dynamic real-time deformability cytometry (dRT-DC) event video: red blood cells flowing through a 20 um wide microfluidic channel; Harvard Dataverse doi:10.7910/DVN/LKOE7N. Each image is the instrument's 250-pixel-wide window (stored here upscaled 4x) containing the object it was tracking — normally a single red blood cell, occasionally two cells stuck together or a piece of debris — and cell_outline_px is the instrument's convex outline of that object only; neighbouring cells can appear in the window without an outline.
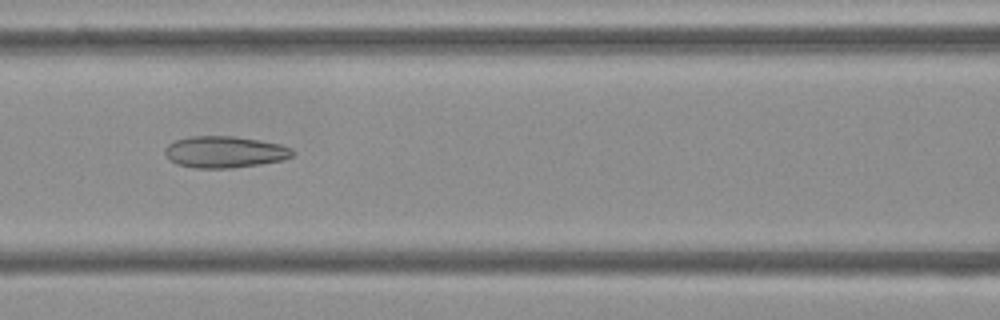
{"species": "Egyptian fruit bat (a non-hibernating species)", "species_latin": "Rousettus aegyptiacus", "temperature_condition": "cold", "stored_images_in_passage": 48, "camera_frame_rate_fps": 3000, "um_per_image_px": 0.085, "frame": {"image": 1, "passage_image": 18, "time_ms": 5.667, "image_size_px": [1000, 320], "cell_outline_px": [[296, 152], [292, 156], [284, 160], [260, 164], [232, 168], [192, 168], [176, 164], [168, 160], [164, 152], [164, 148], [168, 144], [176, 140], [192, 136], [232, 136], [260, 140], [280, 144], [292, 148]], "centroid_in_image_um": [19.09, 12.92], "position_along_channel_um": 147.5, "area_um2": 23.76}}
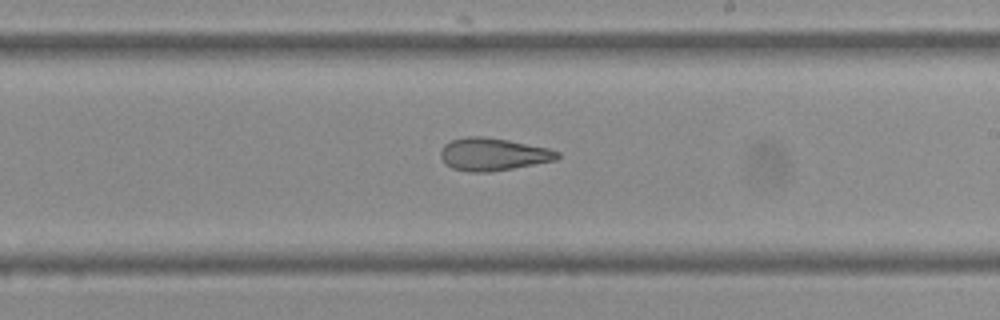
{"frame": {"image": 2, "passage_image": 26, "time_ms": 8.333, "image_size_px": [1000, 320], "cell_outline_px": [[560, 156], [556, 160], [492, 172], [468, 172], [452, 168], [440, 156], [440, 152], [444, 144], [452, 140], [468, 136], [484, 136], [508, 140], [548, 148], [560, 152]], "centroid_in_image_um": [41.92, 13.11], "position_along_channel_um": 247.1, "area_um2": 22.14}}
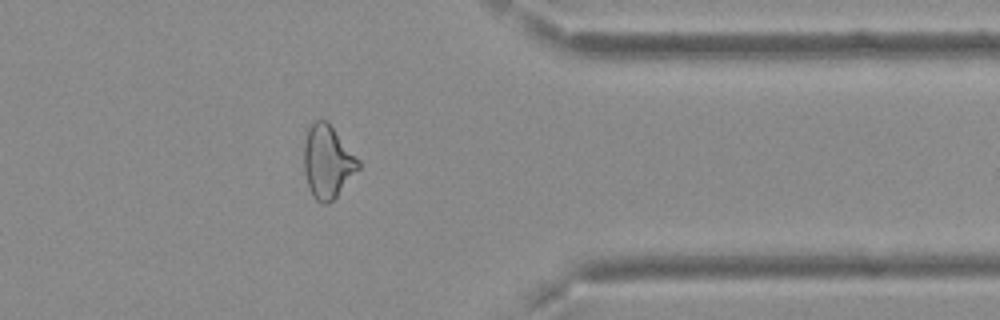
{"frame": {"image": 3, "passage_image": 38, "time_ms": 12.333, "image_size_px": [1000, 320], "cell_outline_px": [[360, 168], [336, 196], [328, 204], [320, 204], [312, 196], [308, 188], [304, 172], [304, 144], [308, 128], [316, 120], [328, 120], [360, 160]], "centroid_in_image_um": [27.84, 13.75], "position_along_channel_um": 383.6, "area_um2": 23.35}, "authors_computed_cell_mechanics": {"area_um2": 23.8425, "velocity_mm_per_s": 3.7382, "shape_relaxation_time_tau1_ms": null, "shape_relaxation_time_tau2_ms": 3.2814, "deformation_change_tau1": null, "deformation_change_tau2": 0.1307}}